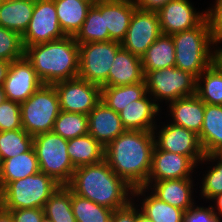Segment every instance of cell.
Wrapping results in <instances>:
<instances>
[{
  "label": "cell",
  "mask_w": 222,
  "mask_h": 222,
  "mask_svg": "<svg viewBox=\"0 0 222 222\" xmlns=\"http://www.w3.org/2000/svg\"><path fill=\"white\" fill-rule=\"evenodd\" d=\"M155 146L153 131L126 130L104 147L109 167L133 189L144 187Z\"/></svg>",
  "instance_id": "1"
},
{
  "label": "cell",
  "mask_w": 222,
  "mask_h": 222,
  "mask_svg": "<svg viewBox=\"0 0 222 222\" xmlns=\"http://www.w3.org/2000/svg\"><path fill=\"white\" fill-rule=\"evenodd\" d=\"M73 193L115 210L132 200L133 188L109 167L105 159L77 167L66 185Z\"/></svg>",
  "instance_id": "2"
},
{
  "label": "cell",
  "mask_w": 222,
  "mask_h": 222,
  "mask_svg": "<svg viewBox=\"0 0 222 222\" xmlns=\"http://www.w3.org/2000/svg\"><path fill=\"white\" fill-rule=\"evenodd\" d=\"M24 55L43 84L53 85L78 77L79 44L74 36L28 46Z\"/></svg>",
  "instance_id": "3"
},
{
  "label": "cell",
  "mask_w": 222,
  "mask_h": 222,
  "mask_svg": "<svg viewBox=\"0 0 222 222\" xmlns=\"http://www.w3.org/2000/svg\"><path fill=\"white\" fill-rule=\"evenodd\" d=\"M175 46V67L196 78L212 64L213 41L205 18L198 26L171 35Z\"/></svg>",
  "instance_id": "4"
},
{
  "label": "cell",
  "mask_w": 222,
  "mask_h": 222,
  "mask_svg": "<svg viewBox=\"0 0 222 222\" xmlns=\"http://www.w3.org/2000/svg\"><path fill=\"white\" fill-rule=\"evenodd\" d=\"M61 186L54 178L39 172L8 183L0 191V205L7 210L40 208Z\"/></svg>",
  "instance_id": "5"
},
{
  "label": "cell",
  "mask_w": 222,
  "mask_h": 222,
  "mask_svg": "<svg viewBox=\"0 0 222 222\" xmlns=\"http://www.w3.org/2000/svg\"><path fill=\"white\" fill-rule=\"evenodd\" d=\"M22 128L32 137L51 132L61 109L54 85L42 84L20 103Z\"/></svg>",
  "instance_id": "6"
},
{
  "label": "cell",
  "mask_w": 222,
  "mask_h": 222,
  "mask_svg": "<svg viewBox=\"0 0 222 222\" xmlns=\"http://www.w3.org/2000/svg\"><path fill=\"white\" fill-rule=\"evenodd\" d=\"M33 149L40 172L51 176L61 185H67L70 182L76 168L67 152V139L53 131L38 134L33 137Z\"/></svg>",
  "instance_id": "7"
},
{
  "label": "cell",
  "mask_w": 222,
  "mask_h": 222,
  "mask_svg": "<svg viewBox=\"0 0 222 222\" xmlns=\"http://www.w3.org/2000/svg\"><path fill=\"white\" fill-rule=\"evenodd\" d=\"M145 81L147 93L161 109L172 101L196 94L197 78L175 66L149 71Z\"/></svg>",
  "instance_id": "8"
},
{
  "label": "cell",
  "mask_w": 222,
  "mask_h": 222,
  "mask_svg": "<svg viewBox=\"0 0 222 222\" xmlns=\"http://www.w3.org/2000/svg\"><path fill=\"white\" fill-rule=\"evenodd\" d=\"M121 43L113 40L79 44L78 77L108 87V75Z\"/></svg>",
  "instance_id": "9"
},
{
  "label": "cell",
  "mask_w": 222,
  "mask_h": 222,
  "mask_svg": "<svg viewBox=\"0 0 222 222\" xmlns=\"http://www.w3.org/2000/svg\"><path fill=\"white\" fill-rule=\"evenodd\" d=\"M161 115L153 129L158 149L189 157L196 165L205 157L198 135L182 126L168 122Z\"/></svg>",
  "instance_id": "10"
},
{
  "label": "cell",
  "mask_w": 222,
  "mask_h": 222,
  "mask_svg": "<svg viewBox=\"0 0 222 222\" xmlns=\"http://www.w3.org/2000/svg\"><path fill=\"white\" fill-rule=\"evenodd\" d=\"M58 94L60 109L88 115L101 101V86L80 77L53 84Z\"/></svg>",
  "instance_id": "11"
},
{
  "label": "cell",
  "mask_w": 222,
  "mask_h": 222,
  "mask_svg": "<svg viewBox=\"0 0 222 222\" xmlns=\"http://www.w3.org/2000/svg\"><path fill=\"white\" fill-rule=\"evenodd\" d=\"M65 36L58 22L54 0L34 1L32 18L21 36L23 48Z\"/></svg>",
  "instance_id": "12"
},
{
  "label": "cell",
  "mask_w": 222,
  "mask_h": 222,
  "mask_svg": "<svg viewBox=\"0 0 222 222\" xmlns=\"http://www.w3.org/2000/svg\"><path fill=\"white\" fill-rule=\"evenodd\" d=\"M161 34L157 12L136 8L121 46L141 58Z\"/></svg>",
  "instance_id": "13"
},
{
  "label": "cell",
  "mask_w": 222,
  "mask_h": 222,
  "mask_svg": "<svg viewBox=\"0 0 222 222\" xmlns=\"http://www.w3.org/2000/svg\"><path fill=\"white\" fill-rule=\"evenodd\" d=\"M192 0H171L158 12L162 34L172 35L192 29L206 18V9L196 8Z\"/></svg>",
  "instance_id": "14"
},
{
  "label": "cell",
  "mask_w": 222,
  "mask_h": 222,
  "mask_svg": "<svg viewBox=\"0 0 222 222\" xmlns=\"http://www.w3.org/2000/svg\"><path fill=\"white\" fill-rule=\"evenodd\" d=\"M197 165L187 156L167 152L154 146L147 183L155 181L197 177Z\"/></svg>",
  "instance_id": "15"
},
{
  "label": "cell",
  "mask_w": 222,
  "mask_h": 222,
  "mask_svg": "<svg viewBox=\"0 0 222 222\" xmlns=\"http://www.w3.org/2000/svg\"><path fill=\"white\" fill-rule=\"evenodd\" d=\"M43 83L25 55L11 62L3 88L6 99L22 103Z\"/></svg>",
  "instance_id": "16"
},
{
  "label": "cell",
  "mask_w": 222,
  "mask_h": 222,
  "mask_svg": "<svg viewBox=\"0 0 222 222\" xmlns=\"http://www.w3.org/2000/svg\"><path fill=\"white\" fill-rule=\"evenodd\" d=\"M148 189L161 201L184 211L190 209L199 201L197 199V177L155 181Z\"/></svg>",
  "instance_id": "17"
},
{
  "label": "cell",
  "mask_w": 222,
  "mask_h": 222,
  "mask_svg": "<svg viewBox=\"0 0 222 222\" xmlns=\"http://www.w3.org/2000/svg\"><path fill=\"white\" fill-rule=\"evenodd\" d=\"M165 107L161 112L164 119L191 130L197 135L200 134L204 120L205 103L196 94L179 98L168 103Z\"/></svg>",
  "instance_id": "18"
},
{
  "label": "cell",
  "mask_w": 222,
  "mask_h": 222,
  "mask_svg": "<svg viewBox=\"0 0 222 222\" xmlns=\"http://www.w3.org/2000/svg\"><path fill=\"white\" fill-rule=\"evenodd\" d=\"M162 109L155 100L146 93L141 99L130 102L119 117L126 130L153 131L158 124Z\"/></svg>",
  "instance_id": "19"
},
{
  "label": "cell",
  "mask_w": 222,
  "mask_h": 222,
  "mask_svg": "<svg viewBox=\"0 0 222 222\" xmlns=\"http://www.w3.org/2000/svg\"><path fill=\"white\" fill-rule=\"evenodd\" d=\"M95 6L104 14L109 40L122 42L137 8L134 0H99Z\"/></svg>",
  "instance_id": "20"
},
{
  "label": "cell",
  "mask_w": 222,
  "mask_h": 222,
  "mask_svg": "<svg viewBox=\"0 0 222 222\" xmlns=\"http://www.w3.org/2000/svg\"><path fill=\"white\" fill-rule=\"evenodd\" d=\"M125 131L119 113L103 101L88 114V133L104 147Z\"/></svg>",
  "instance_id": "21"
},
{
  "label": "cell",
  "mask_w": 222,
  "mask_h": 222,
  "mask_svg": "<svg viewBox=\"0 0 222 222\" xmlns=\"http://www.w3.org/2000/svg\"><path fill=\"white\" fill-rule=\"evenodd\" d=\"M132 200L153 222H183L184 210L161 201L147 187L133 189Z\"/></svg>",
  "instance_id": "22"
},
{
  "label": "cell",
  "mask_w": 222,
  "mask_h": 222,
  "mask_svg": "<svg viewBox=\"0 0 222 222\" xmlns=\"http://www.w3.org/2000/svg\"><path fill=\"white\" fill-rule=\"evenodd\" d=\"M143 81L145 75L141 58L121 46L109 71L108 86L133 85Z\"/></svg>",
  "instance_id": "23"
},
{
  "label": "cell",
  "mask_w": 222,
  "mask_h": 222,
  "mask_svg": "<svg viewBox=\"0 0 222 222\" xmlns=\"http://www.w3.org/2000/svg\"><path fill=\"white\" fill-rule=\"evenodd\" d=\"M196 175L200 202L203 200L207 204L211 198L222 193V162L218 161L212 154L205 155L197 164Z\"/></svg>",
  "instance_id": "24"
},
{
  "label": "cell",
  "mask_w": 222,
  "mask_h": 222,
  "mask_svg": "<svg viewBox=\"0 0 222 222\" xmlns=\"http://www.w3.org/2000/svg\"><path fill=\"white\" fill-rule=\"evenodd\" d=\"M34 0H2L0 3V26L22 36L32 18Z\"/></svg>",
  "instance_id": "25"
},
{
  "label": "cell",
  "mask_w": 222,
  "mask_h": 222,
  "mask_svg": "<svg viewBox=\"0 0 222 222\" xmlns=\"http://www.w3.org/2000/svg\"><path fill=\"white\" fill-rule=\"evenodd\" d=\"M58 22L66 36H75L92 4L84 0H54Z\"/></svg>",
  "instance_id": "26"
},
{
  "label": "cell",
  "mask_w": 222,
  "mask_h": 222,
  "mask_svg": "<svg viewBox=\"0 0 222 222\" xmlns=\"http://www.w3.org/2000/svg\"><path fill=\"white\" fill-rule=\"evenodd\" d=\"M40 172L33 147L22 154L3 160L0 171V191L10 182Z\"/></svg>",
  "instance_id": "27"
},
{
  "label": "cell",
  "mask_w": 222,
  "mask_h": 222,
  "mask_svg": "<svg viewBox=\"0 0 222 222\" xmlns=\"http://www.w3.org/2000/svg\"><path fill=\"white\" fill-rule=\"evenodd\" d=\"M144 75L175 66V46L171 35L161 34L141 57Z\"/></svg>",
  "instance_id": "28"
},
{
  "label": "cell",
  "mask_w": 222,
  "mask_h": 222,
  "mask_svg": "<svg viewBox=\"0 0 222 222\" xmlns=\"http://www.w3.org/2000/svg\"><path fill=\"white\" fill-rule=\"evenodd\" d=\"M198 137L205 155L222 146V105L205 103L203 125Z\"/></svg>",
  "instance_id": "29"
},
{
  "label": "cell",
  "mask_w": 222,
  "mask_h": 222,
  "mask_svg": "<svg viewBox=\"0 0 222 222\" xmlns=\"http://www.w3.org/2000/svg\"><path fill=\"white\" fill-rule=\"evenodd\" d=\"M67 152L75 168L96 164L104 159V146L89 133L69 139Z\"/></svg>",
  "instance_id": "30"
},
{
  "label": "cell",
  "mask_w": 222,
  "mask_h": 222,
  "mask_svg": "<svg viewBox=\"0 0 222 222\" xmlns=\"http://www.w3.org/2000/svg\"><path fill=\"white\" fill-rule=\"evenodd\" d=\"M146 93V81L133 85L102 87L101 101L119 113L130 102L141 99Z\"/></svg>",
  "instance_id": "31"
},
{
  "label": "cell",
  "mask_w": 222,
  "mask_h": 222,
  "mask_svg": "<svg viewBox=\"0 0 222 222\" xmlns=\"http://www.w3.org/2000/svg\"><path fill=\"white\" fill-rule=\"evenodd\" d=\"M196 95L206 104L222 105V73L212 64L197 77Z\"/></svg>",
  "instance_id": "32"
},
{
  "label": "cell",
  "mask_w": 222,
  "mask_h": 222,
  "mask_svg": "<svg viewBox=\"0 0 222 222\" xmlns=\"http://www.w3.org/2000/svg\"><path fill=\"white\" fill-rule=\"evenodd\" d=\"M44 215L53 222H77L71 207V190L61 185L45 202Z\"/></svg>",
  "instance_id": "33"
},
{
  "label": "cell",
  "mask_w": 222,
  "mask_h": 222,
  "mask_svg": "<svg viewBox=\"0 0 222 222\" xmlns=\"http://www.w3.org/2000/svg\"><path fill=\"white\" fill-rule=\"evenodd\" d=\"M71 207L77 222H111L114 210L71 191Z\"/></svg>",
  "instance_id": "34"
},
{
  "label": "cell",
  "mask_w": 222,
  "mask_h": 222,
  "mask_svg": "<svg viewBox=\"0 0 222 222\" xmlns=\"http://www.w3.org/2000/svg\"><path fill=\"white\" fill-rule=\"evenodd\" d=\"M78 44L109 41V32L105 30L104 14L92 5L80 30L74 36Z\"/></svg>",
  "instance_id": "35"
},
{
  "label": "cell",
  "mask_w": 222,
  "mask_h": 222,
  "mask_svg": "<svg viewBox=\"0 0 222 222\" xmlns=\"http://www.w3.org/2000/svg\"><path fill=\"white\" fill-rule=\"evenodd\" d=\"M64 139H72L88 134V115L60 111L52 130Z\"/></svg>",
  "instance_id": "36"
},
{
  "label": "cell",
  "mask_w": 222,
  "mask_h": 222,
  "mask_svg": "<svg viewBox=\"0 0 222 222\" xmlns=\"http://www.w3.org/2000/svg\"><path fill=\"white\" fill-rule=\"evenodd\" d=\"M33 147V137L23 128L0 131V154L2 160L29 151Z\"/></svg>",
  "instance_id": "37"
},
{
  "label": "cell",
  "mask_w": 222,
  "mask_h": 222,
  "mask_svg": "<svg viewBox=\"0 0 222 222\" xmlns=\"http://www.w3.org/2000/svg\"><path fill=\"white\" fill-rule=\"evenodd\" d=\"M21 36L0 26V60L12 62L24 56Z\"/></svg>",
  "instance_id": "38"
},
{
  "label": "cell",
  "mask_w": 222,
  "mask_h": 222,
  "mask_svg": "<svg viewBox=\"0 0 222 222\" xmlns=\"http://www.w3.org/2000/svg\"><path fill=\"white\" fill-rule=\"evenodd\" d=\"M22 129L20 103L5 100L0 104V131Z\"/></svg>",
  "instance_id": "39"
},
{
  "label": "cell",
  "mask_w": 222,
  "mask_h": 222,
  "mask_svg": "<svg viewBox=\"0 0 222 222\" xmlns=\"http://www.w3.org/2000/svg\"><path fill=\"white\" fill-rule=\"evenodd\" d=\"M205 9L212 41L214 44H222V0H213Z\"/></svg>",
  "instance_id": "40"
},
{
  "label": "cell",
  "mask_w": 222,
  "mask_h": 222,
  "mask_svg": "<svg viewBox=\"0 0 222 222\" xmlns=\"http://www.w3.org/2000/svg\"><path fill=\"white\" fill-rule=\"evenodd\" d=\"M183 222H222V218L213 212L209 204L205 205L204 202L200 204L198 201L184 212Z\"/></svg>",
  "instance_id": "41"
},
{
  "label": "cell",
  "mask_w": 222,
  "mask_h": 222,
  "mask_svg": "<svg viewBox=\"0 0 222 222\" xmlns=\"http://www.w3.org/2000/svg\"><path fill=\"white\" fill-rule=\"evenodd\" d=\"M14 222H40L44 216L43 209L40 208H25L10 210Z\"/></svg>",
  "instance_id": "42"
},
{
  "label": "cell",
  "mask_w": 222,
  "mask_h": 222,
  "mask_svg": "<svg viewBox=\"0 0 222 222\" xmlns=\"http://www.w3.org/2000/svg\"><path fill=\"white\" fill-rule=\"evenodd\" d=\"M137 205L131 200L123 208L115 209L112 213L111 222H135Z\"/></svg>",
  "instance_id": "43"
},
{
  "label": "cell",
  "mask_w": 222,
  "mask_h": 222,
  "mask_svg": "<svg viewBox=\"0 0 222 222\" xmlns=\"http://www.w3.org/2000/svg\"><path fill=\"white\" fill-rule=\"evenodd\" d=\"M171 0H134L137 9L158 12Z\"/></svg>",
  "instance_id": "44"
},
{
  "label": "cell",
  "mask_w": 222,
  "mask_h": 222,
  "mask_svg": "<svg viewBox=\"0 0 222 222\" xmlns=\"http://www.w3.org/2000/svg\"><path fill=\"white\" fill-rule=\"evenodd\" d=\"M212 65L222 73V44H213Z\"/></svg>",
  "instance_id": "45"
},
{
  "label": "cell",
  "mask_w": 222,
  "mask_h": 222,
  "mask_svg": "<svg viewBox=\"0 0 222 222\" xmlns=\"http://www.w3.org/2000/svg\"><path fill=\"white\" fill-rule=\"evenodd\" d=\"M211 207L213 212L220 218H222V193L217 194L207 202Z\"/></svg>",
  "instance_id": "46"
},
{
  "label": "cell",
  "mask_w": 222,
  "mask_h": 222,
  "mask_svg": "<svg viewBox=\"0 0 222 222\" xmlns=\"http://www.w3.org/2000/svg\"><path fill=\"white\" fill-rule=\"evenodd\" d=\"M11 62L0 60V86H3Z\"/></svg>",
  "instance_id": "47"
},
{
  "label": "cell",
  "mask_w": 222,
  "mask_h": 222,
  "mask_svg": "<svg viewBox=\"0 0 222 222\" xmlns=\"http://www.w3.org/2000/svg\"><path fill=\"white\" fill-rule=\"evenodd\" d=\"M0 222H14V218L10 210L5 209L0 205Z\"/></svg>",
  "instance_id": "48"
},
{
  "label": "cell",
  "mask_w": 222,
  "mask_h": 222,
  "mask_svg": "<svg viewBox=\"0 0 222 222\" xmlns=\"http://www.w3.org/2000/svg\"><path fill=\"white\" fill-rule=\"evenodd\" d=\"M135 222H153L149 217L143 214L137 206V215Z\"/></svg>",
  "instance_id": "49"
},
{
  "label": "cell",
  "mask_w": 222,
  "mask_h": 222,
  "mask_svg": "<svg viewBox=\"0 0 222 222\" xmlns=\"http://www.w3.org/2000/svg\"><path fill=\"white\" fill-rule=\"evenodd\" d=\"M212 155L218 160L222 162V146L216 149Z\"/></svg>",
  "instance_id": "50"
},
{
  "label": "cell",
  "mask_w": 222,
  "mask_h": 222,
  "mask_svg": "<svg viewBox=\"0 0 222 222\" xmlns=\"http://www.w3.org/2000/svg\"><path fill=\"white\" fill-rule=\"evenodd\" d=\"M6 100V94L3 86H0V104Z\"/></svg>",
  "instance_id": "51"
},
{
  "label": "cell",
  "mask_w": 222,
  "mask_h": 222,
  "mask_svg": "<svg viewBox=\"0 0 222 222\" xmlns=\"http://www.w3.org/2000/svg\"><path fill=\"white\" fill-rule=\"evenodd\" d=\"M40 222H53V221L44 215Z\"/></svg>",
  "instance_id": "52"
},
{
  "label": "cell",
  "mask_w": 222,
  "mask_h": 222,
  "mask_svg": "<svg viewBox=\"0 0 222 222\" xmlns=\"http://www.w3.org/2000/svg\"><path fill=\"white\" fill-rule=\"evenodd\" d=\"M92 5H95L99 0H84Z\"/></svg>",
  "instance_id": "53"
},
{
  "label": "cell",
  "mask_w": 222,
  "mask_h": 222,
  "mask_svg": "<svg viewBox=\"0 0 222 222\" xmlns=\"http://www.w3.org/2000/svg\"><path fill=\"white\" fill-rule=\"evenodd\" d=\"M2 162H3V160H2L1 154H0V171H1V168H2Z\"/></svg>",
  "instance_id": "54"
}]
</instances>
